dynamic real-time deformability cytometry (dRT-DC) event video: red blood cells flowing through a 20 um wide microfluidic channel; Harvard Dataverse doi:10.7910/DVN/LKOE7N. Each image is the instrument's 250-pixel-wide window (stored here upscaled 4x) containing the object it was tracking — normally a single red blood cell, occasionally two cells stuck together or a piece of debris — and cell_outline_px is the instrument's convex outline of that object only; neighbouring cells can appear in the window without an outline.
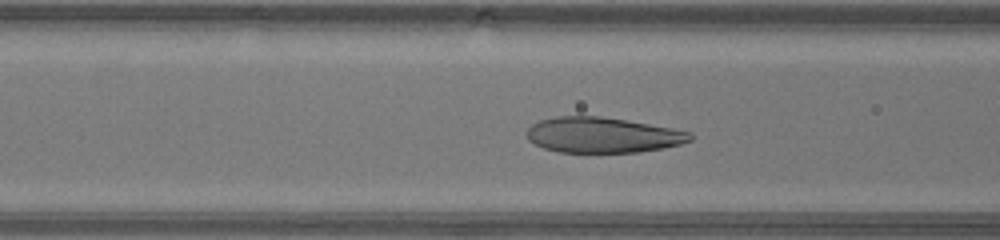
{"species": "human", "species_latin": "Homo sapiens", "temperature_condition": "warm", "stored_images_in_passage": 31, "camera_frame_rate_fps": 3000, "um_per_image_px": 0.085, "donor": {"sex": "male"}, "frame": {"image": 1, "passage_image": 9, "time_ms": 2.667, "image_size_px": [1000, 240], "cell_outline_px": [[692, 140], [680, 144], [664, 148], [640, 152], [560, 152], [544, 148], [528, 140], [528, 128], [532, 124], [540, 120], [556, 116], [600, 116], [672, 128], [692, 132]], "centroid_in_image_um": [51.23, 11.48], "position_along_channel_um": 115.4, "area_um2": 33.58}}
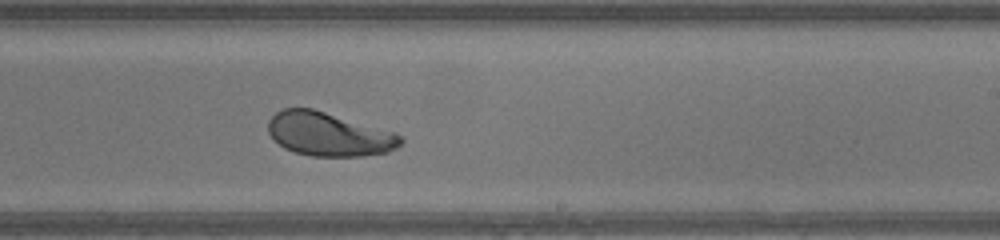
{"frame": {"image": 2, "passage_image": 19, "time_ms": 6.0, "image_size_px": [1000, 240], "cell_outline_px": [[404, 140], [396, 148], [388, 152], [360, 156], [312, 156], [296, 152], [284, 148], [268, 132], [268, 120], [276, 112], [284, 108], [312, 108], [396, 132], [404, 136]], "centroid_in_image_um": [27.98, 11.4], "position_along_channel_um": 261.0, "area_um2": 33.76}}
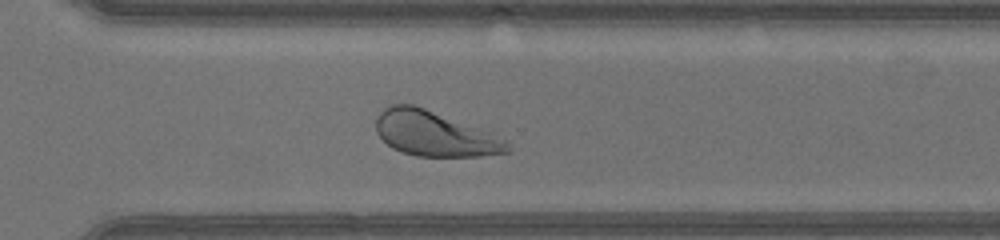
{"frame": {"image": 3, "passage_image": 24, "time_ms": 7.667, "image_size_px": [1000, 240], "cell_outline_px": [[508, 152], [480, 156], [416, 156], [392, 148], [376, 132], [376, 120], [380, 112], [384, 108], [392, 104], [412, 104], [424, 108], [508, 140]], "centroid_in_image_um": [36.89, 11.37], "position_along_channel_um": 333.7, "area_um2": 33.7}, "authors_computed_cell_mechanics": {"area_um2": 34.5066, "velocity_mm_per_s": 4.358, "shape_relaxation_time_tau1_ms": 2.2649, "shape_relaxation_time_tau2_ms": 0.664, "deformation_change_tau1": 0.1716, "deformation_change_tau2": 0.067}}